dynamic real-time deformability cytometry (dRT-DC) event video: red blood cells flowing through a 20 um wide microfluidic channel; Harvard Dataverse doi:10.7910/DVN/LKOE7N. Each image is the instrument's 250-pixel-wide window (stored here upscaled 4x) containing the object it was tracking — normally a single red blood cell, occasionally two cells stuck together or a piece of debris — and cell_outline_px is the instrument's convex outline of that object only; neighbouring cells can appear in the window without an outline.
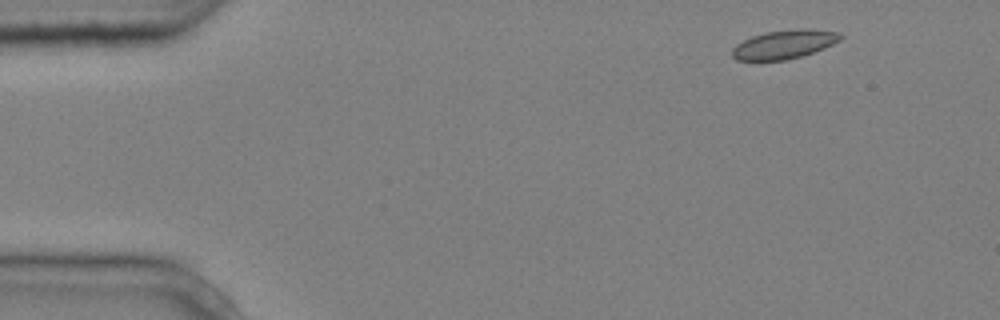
{"species": "common noctule bat (a hibernating species)", "species_latin": "Nyctalus noctula", "temperature_condition": "cold", "stored_images_in_passage": 4, "camera_frame_rate_fps": 3000, "um_per_image_px": 0.085, "animal": {"sex": "male", "body_mass_g": 20.4}, "frame": {"image": 1, "passage_image": 1, "time_ms": 0.0, "image_size_px": [1000, 320], "cell_outline_px": [[844, 36], [840, 40], [824, 48], [800, 56], [784, 60], [736, 60], [732, 56], [732, 48], [736, 44], [752, 36], [764, 32], [800, 28], [808, 28], [840, 32]], "centroid_in_image_um": [66.66, 3.75], "position_along_channel_um": 18.3, "area_um2": 18.15}}
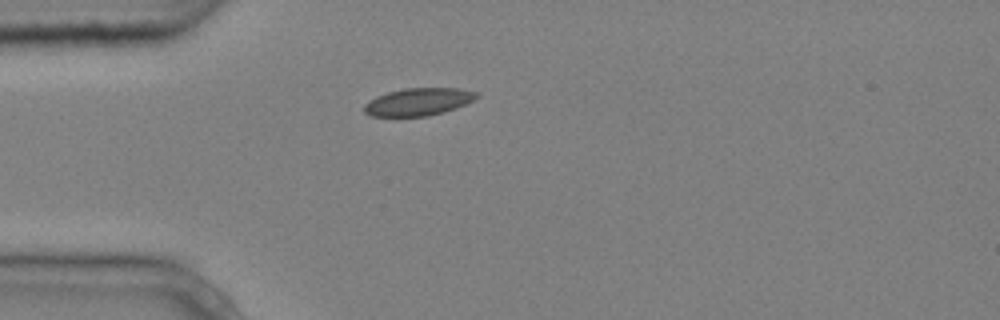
{"frame": {"image": 2, "passage_image": 3, "time_ms": 0.667, "image_size_px": [1000, 320], "cell_outline_px": [[480, 96], [456, 108], [444, 112], [428, 116], [368, 116], [364, 112], [364, 104], [368, 100], [376, 96], [388, 92], [404, 88], [460, 88], [480, 92]], "centroid_in_image_um": [35.56, 8.65], "position_along_channel_um": 49.4, "area_um2": 18.21}}